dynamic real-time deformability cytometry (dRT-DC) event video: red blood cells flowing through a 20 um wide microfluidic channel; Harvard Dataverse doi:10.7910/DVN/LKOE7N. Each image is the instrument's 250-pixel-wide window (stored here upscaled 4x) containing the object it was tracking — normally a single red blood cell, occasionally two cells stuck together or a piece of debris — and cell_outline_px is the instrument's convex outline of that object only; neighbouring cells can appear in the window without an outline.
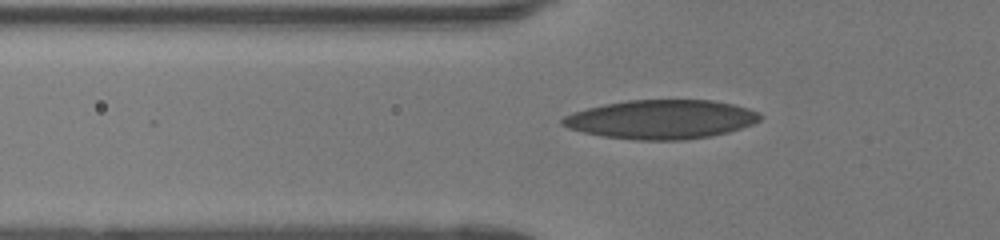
{"species": "human", "species_latin": "Homo sapiens", "temperature_condition": "room temperature", "stored_images_in_passage": 35, "camera_frame_rate_fps": 3000, "um_per_image_px": 0.085, "donor": {"sex": "female"}, "frame": {"image": 1, "passage_image": 3, "time_ms": 0.667, "image_size_px": [1000, 240], "cell_outline_px": [[764, 116], [760, 120], [752, 124], [728, 132], [712, 136], [684, 140], [632, 140], [600, 136], [568, 128], [560, 124], [560, 120], [564, 116], [572, 112], [604, 104], [628, 100], [712, 100], [732, 104], [748, 108], [760, 112]], "centroid_in_image_um": [56.2, 10.15], "position_along_channel_um": 69.6, "area_um2": 45.2}}
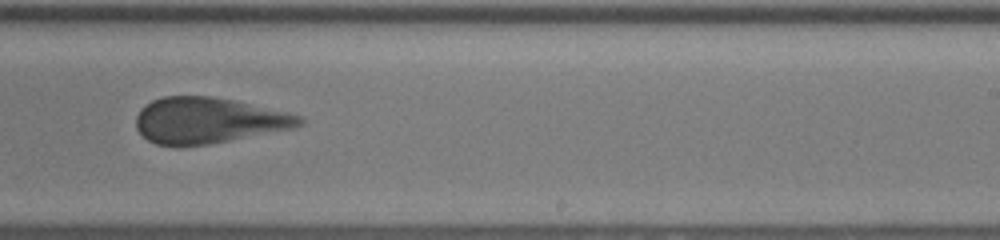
{"frame": {"image": 2, "passage_image": 18, "time_ms": 5.667, "image_size_px": [1000, 240], "cell_outline_px": [[304, 124], [296, 128], [208, 144], [176, 148], [156, 144], [148, 140], [136, 128], [136, 116], [140, 108], [144, 104], [152, 100], [164, 96], [212, 96], [232, 100], [288, 112], [300, 116], [304, 120]], "centroid_in_image_um": [17.68, 10.25], "position_along_channel_um": 271.3, "area_um2": 44.1}}
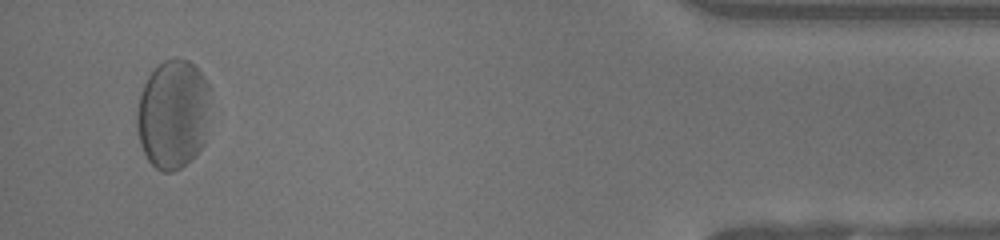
{"frame": {"image": 3, "passage_image": 33, "time_ms": 10.667, "image_size_px": [1000, 240], "cell_outline_px": [[208, 96], [204, 144], [180, 168], [172, 172], [164, 172], [156, 168], [148, 160], [140, 144], [136, 124], [136, 112], [140, 96], [144, 84], [148, 76], [164, 60], [176, 56], [188, 60], [200, 72], [208, 84]], "centroid_in_image_um": [14.66, 9.69], "position_along_channel_um": 420.5, "area_um2": 46.18}, "authors_computed_cell_mechanics": {"area_um2": 44.5638, "velocity_mm_per_s": 4.097, "shape_relaxation_time_tau1_ms": 2.877, "shape_relaxation_time_tau2_ms": 1.0319, "deformation_change_tau1": 0.1115, "deformation_change_tau2": 0.1012}}